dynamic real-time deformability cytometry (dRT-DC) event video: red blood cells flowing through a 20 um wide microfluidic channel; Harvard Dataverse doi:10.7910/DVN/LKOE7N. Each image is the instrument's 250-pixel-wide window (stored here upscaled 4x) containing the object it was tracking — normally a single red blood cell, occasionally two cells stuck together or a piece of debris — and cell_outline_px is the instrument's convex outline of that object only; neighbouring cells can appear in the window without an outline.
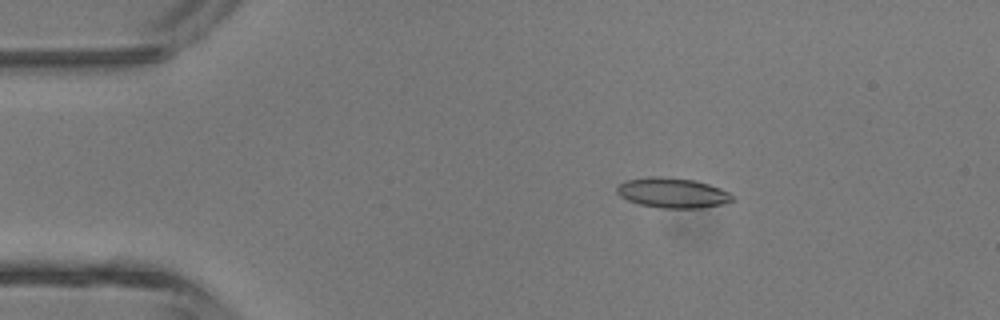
{"species": "common noctule bat (a hibernating species)", "species_latin": "Nyctalus noctula", "temperature_condition": "room temperature", "stored_images_in_passage": 4, "camera_frame_rate_fps": 3000, "um_per_image_px": 0.085, "animal": {"sex": "male", "body_mass_g": 13.3}, "frame": {"image": 1, "passage_image": 2, "time_ms": 2.0, "image_size_px": [1000, 320], "cell_outline_px": [[736, 200], [724, 204], [700, 208], [664, 208], [640, 204], [628, 200], [620, 196], [616, 192], [616, 188], [624, 180], [648, 176], [660, 176], [696, 180], [720, 188], [728, 192]], "centroid_in_image_um": [57.17, 16.38], "position_along_channel_um": 27.8, "area_um2": 20.35}}
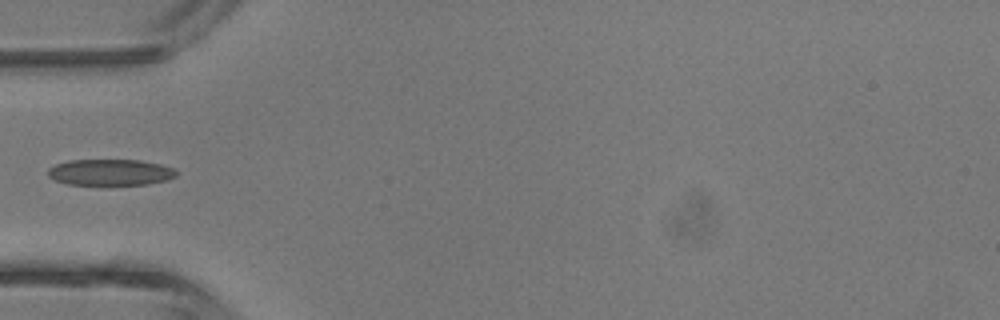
{"frame": {"image": 2, "passage_image": 4, "time_ms": 4.333, "image_size_px": [1000, 320], "cell_outline_px": [[176, 176], [168, 180], [148, 184], [68, 184], [56, 180], [48, 176], [48, 168], [56, 164], [68, 160], [140, 160], [160, 164], [172, 168], [176, 172]], "centroid_in_image_um": [9.37, 14.64], "position_along_channel_um": 75.6, "area_um2": 19.42}}